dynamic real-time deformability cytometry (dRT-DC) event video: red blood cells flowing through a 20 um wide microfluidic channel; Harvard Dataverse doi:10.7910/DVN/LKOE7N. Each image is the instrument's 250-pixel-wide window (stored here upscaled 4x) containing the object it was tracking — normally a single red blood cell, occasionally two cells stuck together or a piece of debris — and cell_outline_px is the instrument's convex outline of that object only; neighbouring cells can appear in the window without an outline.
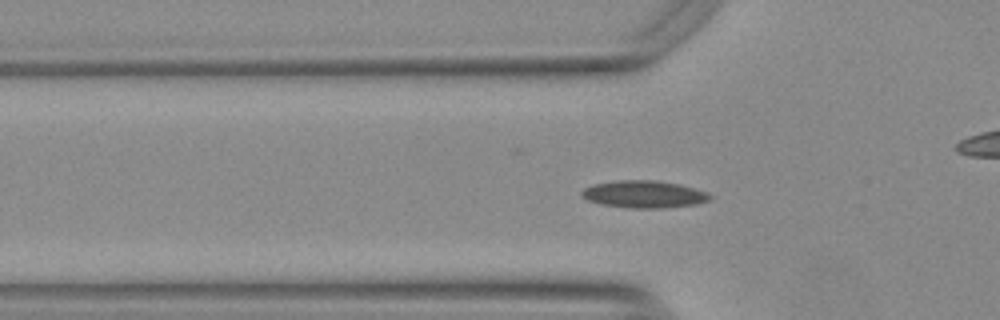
{"species": "Egyptian fruit bat (a non-hibernating species)", "species_latin": "Rousettus aegyptiacus", "temperature_condition": "warm", "stored_images_in_passage": 55, "camera_frame_rate_fps": 3000, "um_per_image_px": 0.085, "animal": {"sex": "female"}, "frame": {"image": 1, "passage_image": 17, "time_ms": 5.333, "image_size_px": [1000, 320], "cell_outline_px": [[712, 200], [696, 204], [664, 208], [628, 208], [604, 204], [588, 200], [580, 196], [580, 192], [584, 188], [592, 184], [620, 180], [656, 180], [680, 184], [708, 192], [712, 196]], "centroid_in_image_um": [54.76, 16.51], "position_along_channel_um": 71.0, "area_um2": 20.52}}
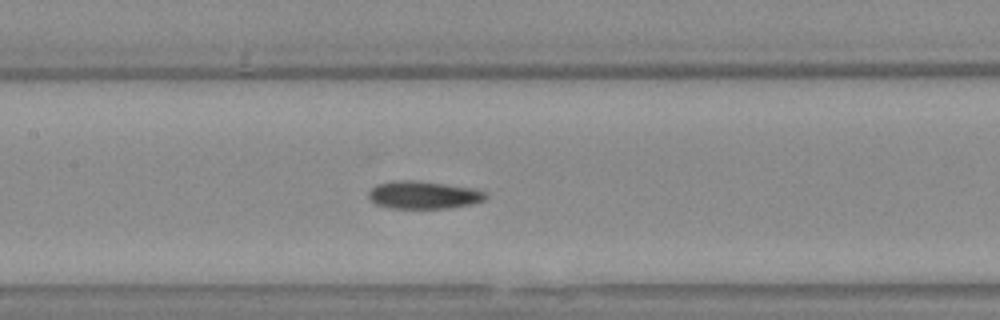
{"frame": {"image": 2, "passage_image": 25, "time_ms": 8.0, "image_size_px": [1000, 320], "cell_outline_px": [[488, 196], [484, 200], [472, 204], [448, 208], [392, 208], [376, 204], [368, 196], [368, 192], [372, 188], [380, 184], [400, 180], [412, 180], [444, 184], [472, 188], [484, 192]], "centroid_in_image_um": [36.01, 16.58], "position_along_channel_um": 171.4, "area_um2": 18.55}}
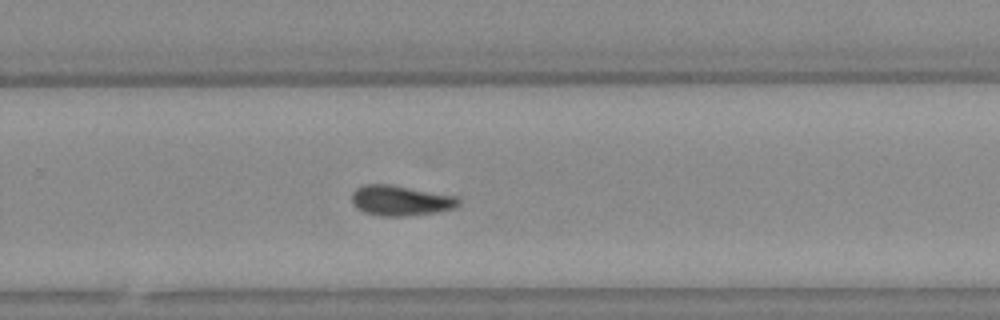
{"frame": {"image": 3, "passage_image": 35, "time_ms": 11.333, "image_size_px": [1000, 320], "cell_outline_px": [[460, 204], [456, 208], [440, 212], [408, 216], [380, 216], [364, 212], [356, 208], [352, 204], [352, 192], [356, 188], [364, 184], [388, 184], [456, 196], [460, 200]], "centroid_in_image_um": [34.05, 17.06], "position_along_channel_um": 295.8, "area_um2": 19.02}, "authors_computed_cell_mechanics": {"area_um2": 18.785, "velocity_mm_per_s": 3.7553, "shape_relaxation_time_tau1_ms": null, "shape_relaxation_time_tau2_ms": 6.6121, "deformation_change_tau1": null, "deformation_change_tau2": 0.1041}}